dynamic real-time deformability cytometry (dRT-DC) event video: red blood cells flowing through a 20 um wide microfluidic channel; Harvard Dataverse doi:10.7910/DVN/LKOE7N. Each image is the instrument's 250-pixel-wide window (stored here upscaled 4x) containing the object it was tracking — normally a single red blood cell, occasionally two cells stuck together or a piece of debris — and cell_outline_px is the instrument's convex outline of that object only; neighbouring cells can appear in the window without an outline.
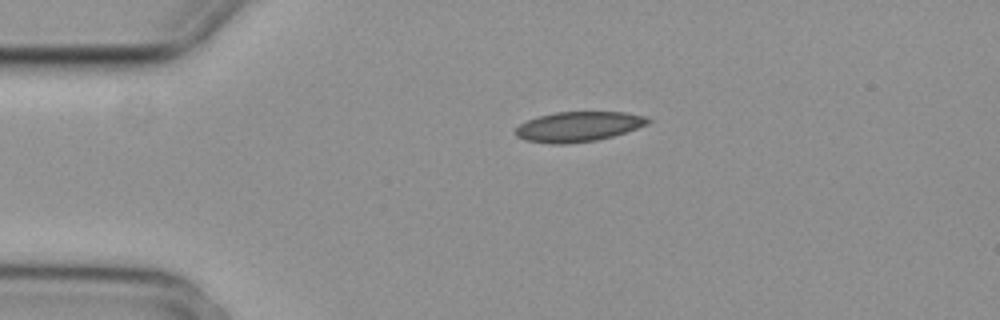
{"species": "common noctule bat (a hibernating species)", "species_latin": "Nyctalus noctula", "temperature_condition": "cold", "stored_images_in_passage": 2, "camera_frame_rate_fps": 3000, "um_per_image_px": 0.085, "animal": {"sex": "female", "body_mass_g": 29.2, "forearm_length_mm": 56.3}, "frame": {"image": 1, "passage_image": 1, "time_ms": 0.0, "image_size_px": [1000, 320], "cell_outline_px": [[652, 120], [648, 124], [612, 136], [596, 140], [568, 144], [552, 144], [524, 140], [516, 136], [516, 128], [520, 124], [528, 120], [540, 116], [556, 112], [624, 112], [648, 116]], "centroid_in_image_um": [49.18, 10.76], "position_along_channel_um": 35.8, "area_um2": 23.06}}